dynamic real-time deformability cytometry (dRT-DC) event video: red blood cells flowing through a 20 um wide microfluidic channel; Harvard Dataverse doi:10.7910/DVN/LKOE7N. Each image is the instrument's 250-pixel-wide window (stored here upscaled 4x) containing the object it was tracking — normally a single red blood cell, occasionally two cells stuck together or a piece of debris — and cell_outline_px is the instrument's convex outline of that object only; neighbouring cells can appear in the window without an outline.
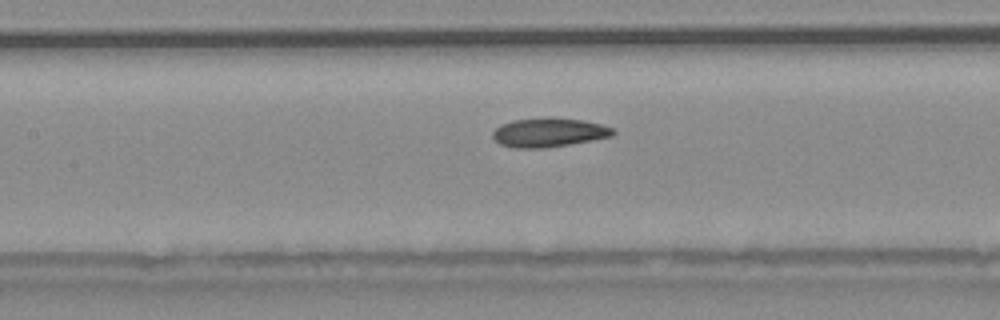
{"species": "common noctule bat (a hibernating species)", "species_latin": "Nyctalus noctula", "temperature_condition": "warm", "stored_images_in_passage": 27, "camera_frame_rate_fps": 3000, "um_per_image_px": 0.085, "animal": {"sex": "male", "body_mass_g": 20.4}, "frame": {"image": 1, "passage_image": 8, "time_ms": 2.333, "image_size_px": [1000, 320], "cell_outline_px": [[616, 132], [612, 136], [592, 140], [544, 148], [516, 148], [500, 144], [492, 136], [492, 132], [500, 124], [512, 120], [584, 120], [600, 124], [612, 128]], "centroid_in_image_um": [46.63, 11.3], "position_along_channel_um": 160.8, "area_um2": 19.48}}